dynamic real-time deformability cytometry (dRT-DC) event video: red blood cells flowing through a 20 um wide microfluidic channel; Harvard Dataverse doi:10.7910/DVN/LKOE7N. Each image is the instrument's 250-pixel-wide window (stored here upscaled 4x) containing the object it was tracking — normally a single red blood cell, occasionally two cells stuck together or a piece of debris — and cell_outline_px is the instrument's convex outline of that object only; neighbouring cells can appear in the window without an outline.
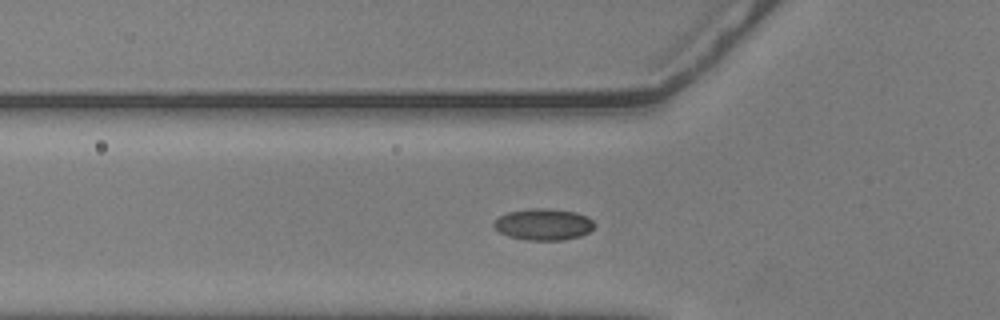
{"species": "common noctule bat (a hibernating species)", "species_latin": "Nyctalus noctula", "temperature_condition": "warm", "stored_images_in_passage": 53, "camera_frame_rate_fps": 3000, "um_per_image_px": 0.085, "animal": {"sex": "male", "body_mass_g": 20.5, "forearm_length_mm": 52.5}, "frame": {"image": 1, "passage_image": 15, "time_ms": 4.667, "image_size_px": [1000, 320], "cell_outline_px": [[596, 224], [588, 232], [580, 236], [564, 240], [528, 240], [508, 236], [500, 232], [492, 224], [500, 216], [508, 212], [536, 208], [548, 208], [576, 212], [588, 216]], "centroid_in_image_um": [46.23, 19.07], "position_along_channel_um": 79.6, "area_um2": 18.38}}
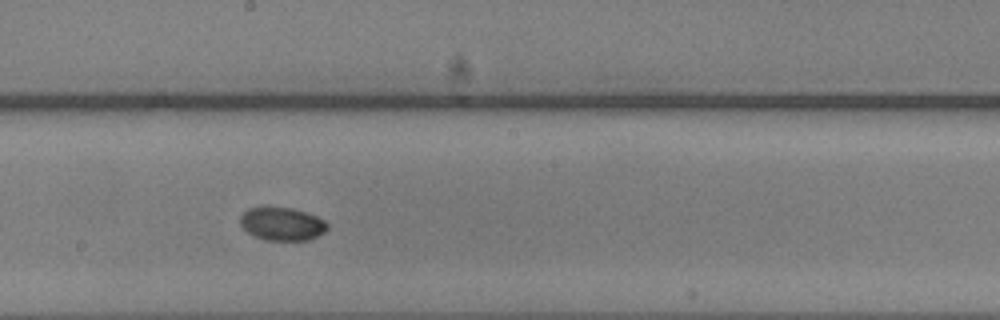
{"frame": {"image": 2, "passage_image": 27, "time_ms": 8.667, "image_size_px": [1000, 320], "cell_outline_px": [[328, 228], [324, 232], [312, 240], [264, 240], [248, 232], [240, 224], [240, 216], [248, 208], [264, 204], [292, 208], [316, 216], [324, 220], [328, 224]], "centroid_in_image_um": [23.95, 18.99], "position_along_channel_um": 224.2, "area_um2": 17.28}}
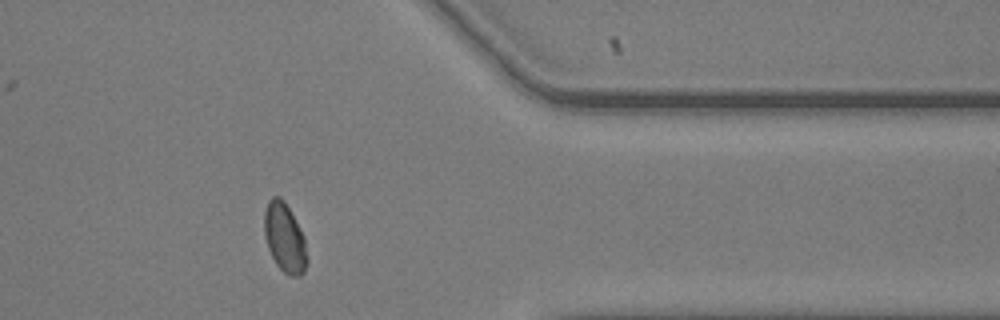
{"frame": {"image": 3, "passage_image": 42, "time_ms": 13.667, "image_size_px": [1000, 320], "cell_outline_px": [[308, 260], [304, 272], [300, 276], [288, 276], [276, 264], [268, 248], [264, 236], [264, 212], [268, 200], [272, 196], [280, 196], [284, 200], [304, 236]], "centroid_in_image_um": [24.19, 20.22], "position_along_channel_um": 387.2, "area_um2": 17.34}, "authors_computed_cell_mechanics": {"area_um2": 16.9932, "velocity_mm_per_s": 3.5881, "shape_relaxation_time_tau1_ms": 6.5861, "shape_relaxation_time_tau2_ms": 6.1983, "deformation_change_tau1": 0.1006, "deformation_change_tau2": 0.0292}}